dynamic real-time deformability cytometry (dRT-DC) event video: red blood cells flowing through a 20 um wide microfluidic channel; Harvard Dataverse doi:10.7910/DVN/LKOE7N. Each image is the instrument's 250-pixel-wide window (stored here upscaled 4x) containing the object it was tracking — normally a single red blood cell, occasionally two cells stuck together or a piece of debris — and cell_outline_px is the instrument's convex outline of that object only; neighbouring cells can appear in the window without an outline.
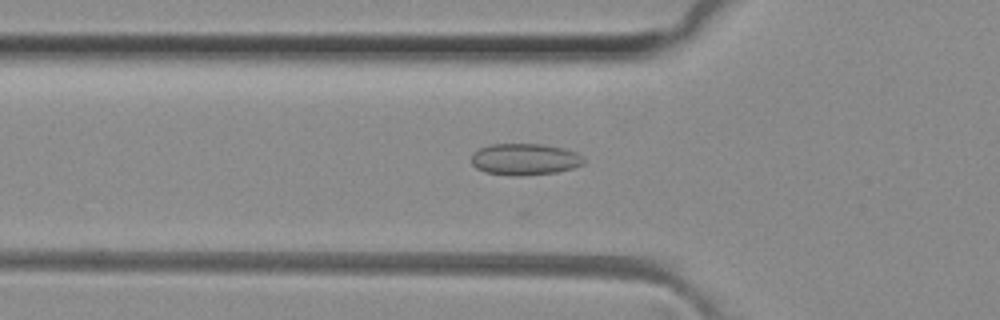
{"species": "common noctule bat (a hibernating species)", "species_latin": "Nyctalus noctula", "temperature_condition": "room temperature", "stored_images_in_passage": 28, "camera_frame_rate_fps": 3000, "um_per_image_px": 0.085, "animal": {"sex": "female", "body_mass_g": 29.2, "forearm_length_mm": 56.3}, "frame": {"image": 1, "passage_image": 2, "time_ms": 0.333, "image_size_px": [1000, 320], "cell_outline_px": [[584, 164], [572, 168], [556, 172], [524, 176], [508, 176], [484, 172], [476, 168], [472, 164], [472, 152], [480, 148], [492, 144], [544, 144], [564, 148], [576, 152], [584, 160]], "centroid_in_image_um": [44.58, 13.55], "position_along_channel_um": 81.2, "area_um2": 20.87}}
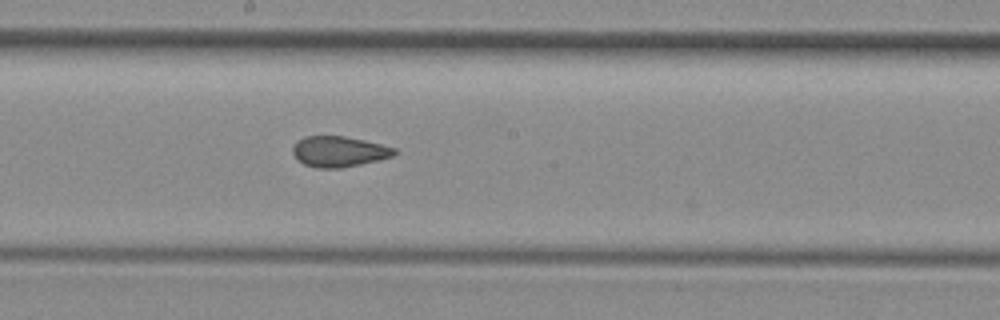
{"frame": {"image": 2, "passage_image": 12, "time_ms": 3.667, "image_size_px": [1000, 320], "cell_outline_px": [[396, 152], [392, 156], [380, 160], [340, 168], [316, 168], [304, 164], [292, 152], [292, 148], [296, 140], [304, 136], [344, 136], [364, 140], [396, 148]], "centroid_in_image_um": [28.8, 12.87], "position_along_channel_um": 219.4, "area_um2": 18.09}}
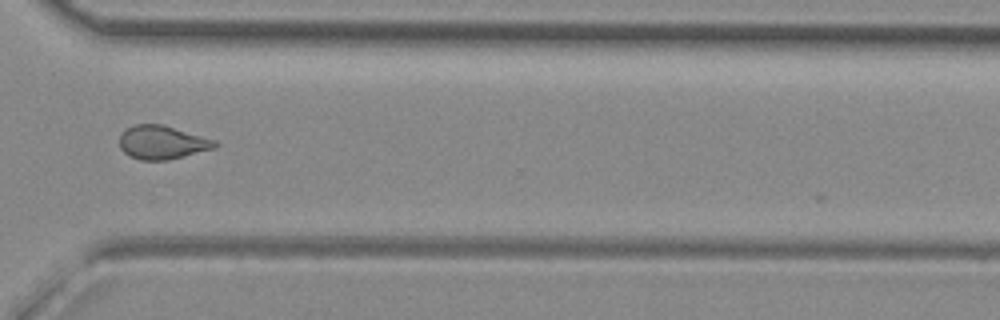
{"frame": {"image": 3, "passage_image": 22, "time_ms": 7.0, "image_size_px": [1000, 320], "cell_outline_px": [[220, 144], [216, 148], [168, 160], [140, 160], [128, 156], [120, 148], [120, 132], [124, 128], [132, 124], [160, 124], [216, 140]], "centroid_in_image_um": [13.76, 12.1], "position_along_channel_um": 356.8, "area_um2": 18.84}, "authors_computed_cell_mechanics": {"area_um2": 18.4382, "velocity_mm_per_s": 4.1285, "shape_relaxation_time_tau1_ms": null, "shape_relaxation_time_tau2_ms": 1.4228, "deformation_change_tau1": null, "deformation_change_tau2": 0.0686}}